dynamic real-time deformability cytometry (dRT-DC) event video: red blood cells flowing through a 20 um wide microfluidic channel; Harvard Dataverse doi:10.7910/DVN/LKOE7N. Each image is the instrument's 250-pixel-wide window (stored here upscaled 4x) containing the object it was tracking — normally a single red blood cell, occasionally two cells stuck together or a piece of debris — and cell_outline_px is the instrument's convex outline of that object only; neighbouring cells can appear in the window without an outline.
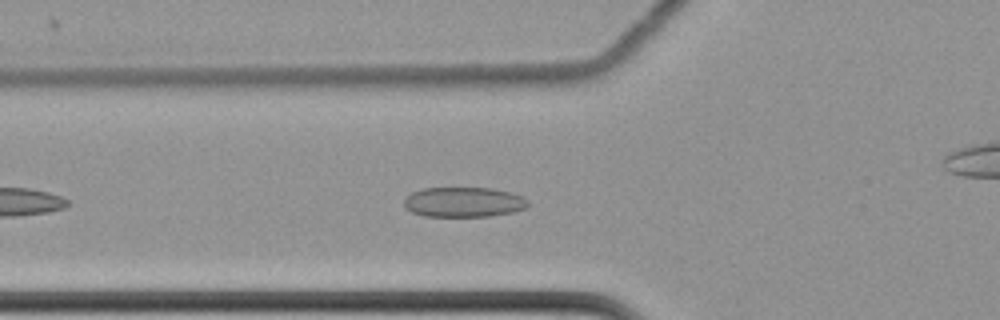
{"species": "common noctule bat (a hibernating species)", "species_latin": "Nyctalus noctula", "temperature_condition": "cold", "stored_images_in_passage": 39, "camera_frame_rate_fps": 3000, "um_per_image_px": 0.085, "animal": {"sex": "female", "body_mass_g": 22.7, "forearm_length_mm": 54.2}, "frame": {"image": 1, "passage_image": 8, "time_ms": 2.333, "image_size_px": [1000, 320], "cell_outline_px": [[528, 204], [524, 208], [512, 212], [492, 216], [424, 216], [412, 212], [404, 208], [404, 200], [412, 192], [420, 188], [492, 188], [512, 192], [528, 200]], "centroid_in_image_um": [39.39, 17.17], "position_along_channel_um": 86.4, "area_um2": 21.68}}
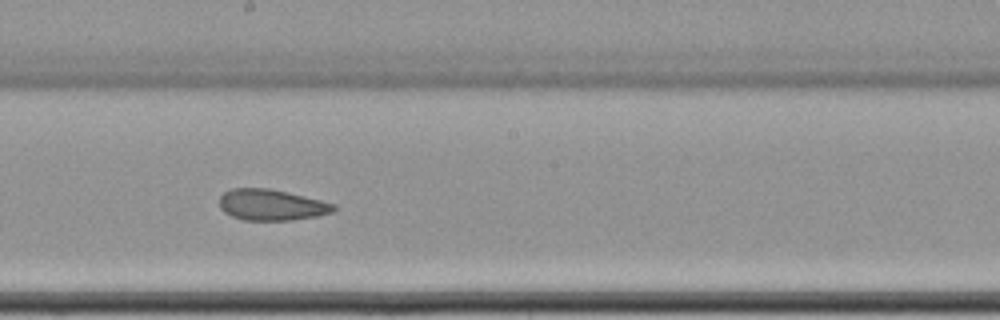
{"frame": {"image": 2, "passage_image": 20, "time_ms": 6.333, "image_size_px": [1000, 320], "cell_outline_px": [[336, 208], [332, 212], [316, 216], [292, 220], [244, 220], [232, 216], [224, 212], [220, 208], [220, 196], [224, 192], [232, 188], [268, 188], [288, 192], [336, 204]], "centroid_in_image_um": [23.06, 17.41], "position_along_channel_um": 225.1, "area_um2": 20.63}}
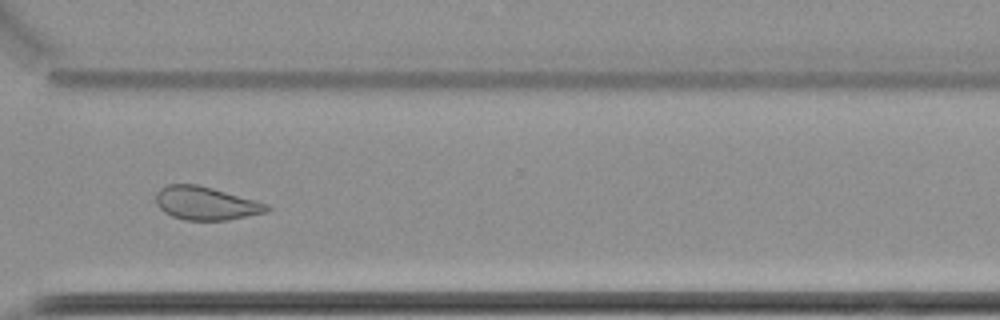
{"frame": {"image": 3, "passage_image": 31, "time_ms": 10.0, "image_size_px": [1000, 320], "cell_outline_px": [[272, 208], [268, 212], [228, 220], [184, 220], [172, 216], [164, 212], [156, 204], [156, 192], [160, 188], [168, 184], [196, 184], [212, 188], [268, 204]], "centroid_in_image_um": [17.49, 17.28], "position_along_channel_um": 353.1, "area_um2": 21.5}}